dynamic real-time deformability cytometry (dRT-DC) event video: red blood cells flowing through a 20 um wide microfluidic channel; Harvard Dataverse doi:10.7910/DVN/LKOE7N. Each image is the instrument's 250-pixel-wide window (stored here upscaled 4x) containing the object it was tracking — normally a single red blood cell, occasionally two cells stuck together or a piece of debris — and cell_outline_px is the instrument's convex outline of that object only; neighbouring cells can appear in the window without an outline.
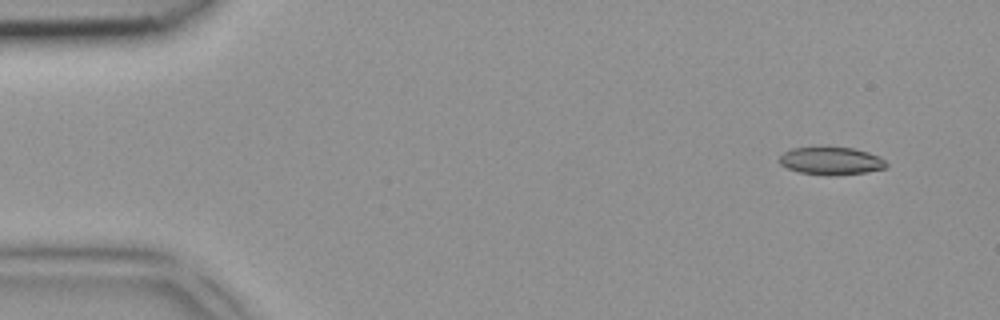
{"species": "common noctule bat (a hibernating species)", "species_latin": "Nyctalus noctula", "temperature_condition": "room temperature", "stored_images_in_passage": 5, "camera_frame_rate_fps": 3000, "um_per_image_px": 0.085, "animal": {"sex": "female", "body_mass_g": 18.4}, "frame": {"image": 1, "passage_image": 1, "time_ms": 0.0, "image_size_px": [1000, 320], "cell_outline_px": [[888, 168], [868, 172], [832, 176], [828, 176], [800, 172], [788, 168], [780, 164], [780, 156], [784, 152], [792, 148], [820, 144], [852, 148], [868, 152], [884, 160], [888, 164]], "centroid_in_image_um": [70.63, 13.64], "position_along_channel_um": 14.4, "area_um2": 17.98}}
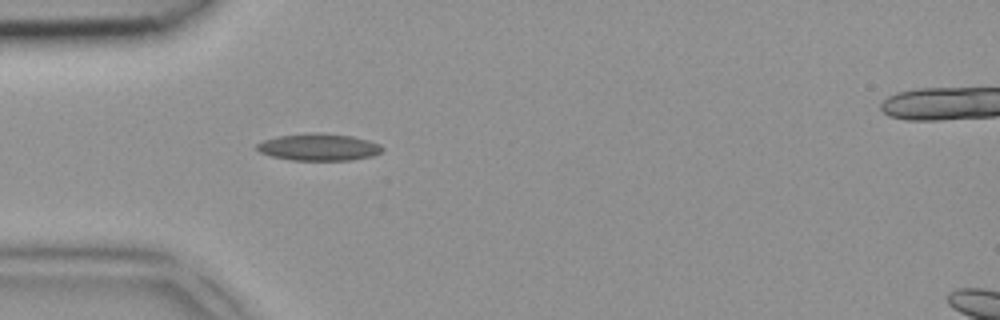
{"frame": {"image": 2, "passage_image": 4, "time_ms": 1.0, "image_size_px": [1000, 320], "cell_outline_px": [[384, 148], [380, 152], [372, 156], [352, 160], [292, 160], [272, 156], [260, 152], [256, 148], [256, 144], [264, 140], [276, 136], [320, 132], [352, 136], [368, 140], [380, 144]], "centroid_in_image_um": [27.1, 12.5], "position_along_channel_um": 57.9, "area_um2": 19.71}}